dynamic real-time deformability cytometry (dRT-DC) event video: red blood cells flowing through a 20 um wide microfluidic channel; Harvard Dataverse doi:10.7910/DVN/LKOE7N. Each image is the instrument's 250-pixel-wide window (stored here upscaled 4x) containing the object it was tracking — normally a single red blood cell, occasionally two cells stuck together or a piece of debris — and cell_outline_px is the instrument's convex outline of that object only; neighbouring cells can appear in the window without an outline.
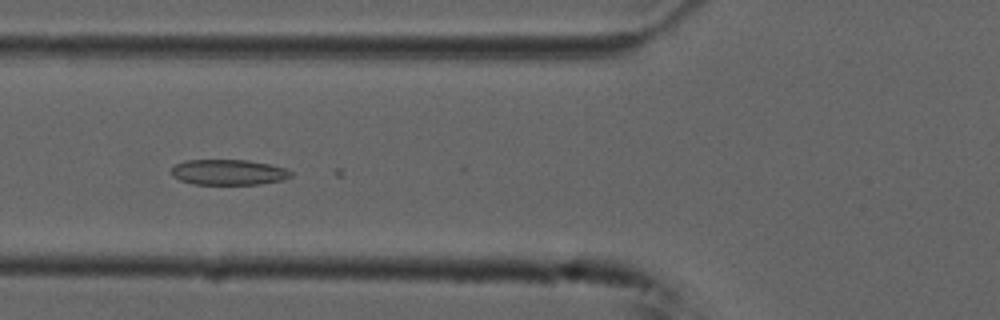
{"species": "common noctule bat (a hibernating species)", "species_latin": "Nyctalus noctula", "temperature_condition": "cold", "stored_images_in_passage": 55, "camera_frame_rate_fps": 3000, "um_per_image_px": 0.085, "animal": {"sex": "male", "forearm_length_mm": 52.5}, "frame": {"image": 1, "passage_image": 21, "time_ms": 6.667, "image_size_px": [1000, 320], "cell_outline_px": [[292, 176], [284, 180], [260, 184], [192, 184], [180, 180], [172, 176], [172, 168], [176, 164], [184, 160], [248, 160], [268, 164], [284, 168], [292, 172]], "centroid_in_image_um": [19.42, 14.64], "position_along_channel_um": 106.4, "area_um2": 17.74}}
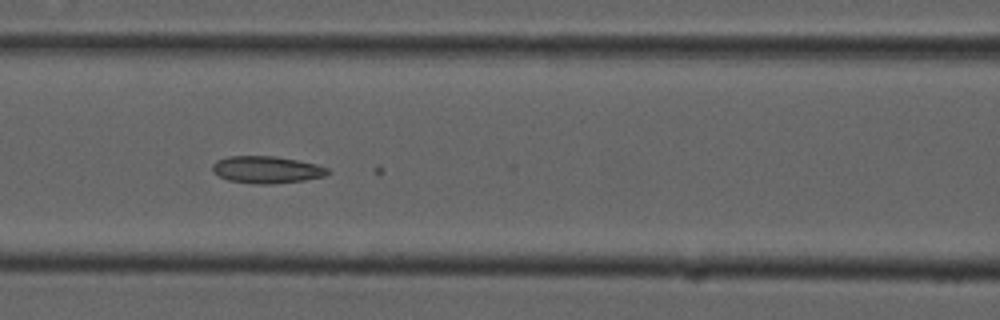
{"frame": {"image": 2, "passage_image": 24, "time_ms": 7.667, "image_size_px": [1000, 320], "cell_outline_px": [[332, 172], [324, 176], [304, 180], [268, 184], [256, 184], [228, 180], [212, 172], [212, 164], [216, 160], [228, 156], [276, 156], [316, 164], [328, 168]], "centroid_in_image_um": [22.65, 14.41], "position_along_channel_um": 143.9, "area_um2": 18.21}}
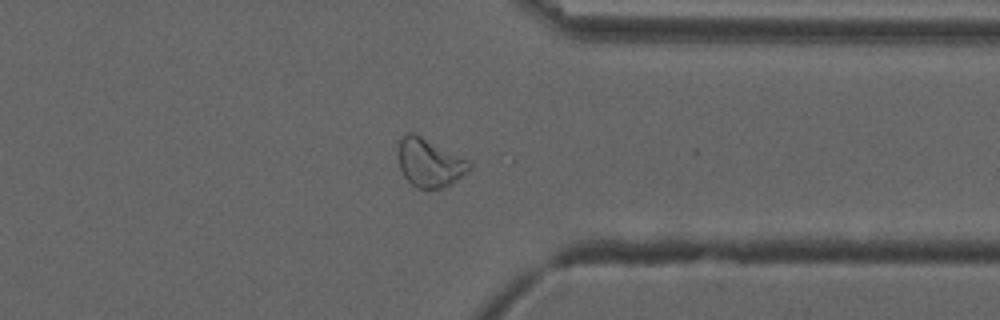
{"frame": {"image": 3, "passage_image": 43, "time_ms": 14.0, "image_size_px": [1000, 320], "cell_outline_px": [[472, 168], [456, 180], [440, 188], [416, 188], [404, 176], [400, 168], [400, 140], [408, 132], [412, 132], [468, 160], [472, 164]], "centroid_in_image_um": [36.53, 13.85], "position_along_channel_um": 374.9, "area_um2": 19.31}}